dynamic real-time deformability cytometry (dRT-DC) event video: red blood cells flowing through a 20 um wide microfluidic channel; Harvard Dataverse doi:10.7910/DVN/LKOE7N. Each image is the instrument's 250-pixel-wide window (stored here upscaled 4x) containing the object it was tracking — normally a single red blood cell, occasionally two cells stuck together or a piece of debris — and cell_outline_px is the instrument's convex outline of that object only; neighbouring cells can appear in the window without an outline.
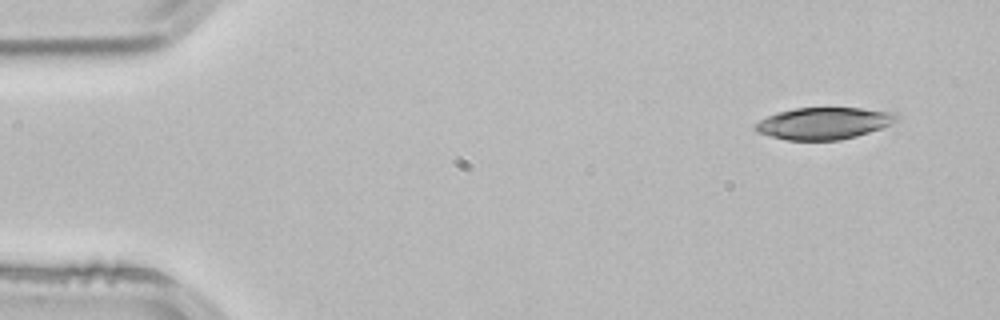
{"species": "common noctule bat (a hibernating species)", "species_latin": "Nyctalus noctula", "temperature_condition": "room temperature", "stored_images_in_passage": 3, "camera_frame_rate_fps": 3000, "um_per_image_px": 0.085, "animal": {"sex": "male", "body_mass_g": 21.5, "forearm_length_mm": 52.0}, "frame": {"image": 1, "passage_image": 1, "time_ms": 0.0, "image_size_px": [1000, 320], "cell_outline_px": [[900, 120], [892, 124], [856, 136], [840, 140], [788, 140], [756, 132], [752, 128], [760, 120], [776, 112], [796, 108], [860, 108], [896, 112], [900, 116]], "centroid_in_image_um": [70.06, 10.47], "position_along_channel_um": 14.9, "area_um2": 26.3}}
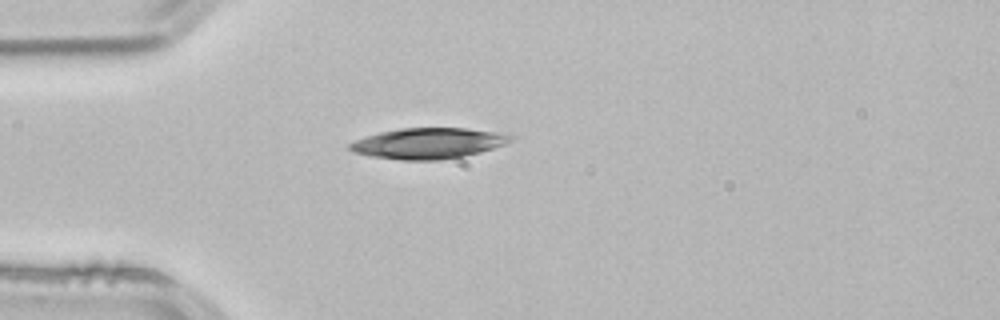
{"frame": {"image": 2, "passage_image": 3, "time_ms": 0.667, "image_size_px": [1000, 320], "cell_outline_px": [[516, 136], [512, 140], [504, 144], [480, 152], [464, 156], [440, 160], [400, 160], [372, 156], [352, 152], [348, 148], [348, 144], [356, 140], [380, 132], [400, 128], [464, 128], [496, 132]], "centroid_in_image_um": [36.39, 12.18], "position_along_channel_um": 48.6, "area_um2": 28.67}}